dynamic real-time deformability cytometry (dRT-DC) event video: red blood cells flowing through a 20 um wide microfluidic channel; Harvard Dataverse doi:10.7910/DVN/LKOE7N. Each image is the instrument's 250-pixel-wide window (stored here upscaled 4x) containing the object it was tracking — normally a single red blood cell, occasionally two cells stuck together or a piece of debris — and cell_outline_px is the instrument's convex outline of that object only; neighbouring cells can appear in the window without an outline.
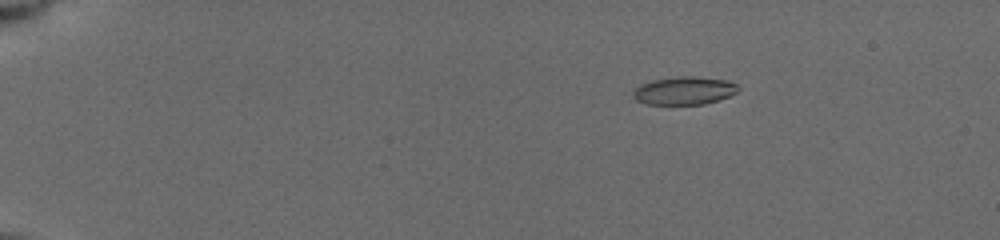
{"species": "common noctule bat (a hibernating species)", "species_latin": "Nyctalus noctula", "temperature_condition": "cold", "stored_images_in_passage": 44, "camera_frame_rate_fps": 3000, "um_per_image_px": 0.085, "animal": {"sex": "female", "body_mass_g": 19.5, "forearm_length_mm": 54.1}, "frame": {"image": 1, "passage_image": 8, "time_ms": 2.667, "image_size_px": [1000, 240], "cell_outline_px": [[740, 88], [736, 92], [728, 96], [704, 104], [644, 104], [636, 100], [632, 96], [632, 92], [640, 84], [652, 80], [680, 76], [692, 76], [728, 80], [736, 84]], "centroid_in_image_um": [58.12, 7.7], "position_along_channel_um": 26.9, "area_um2": 17.11}}
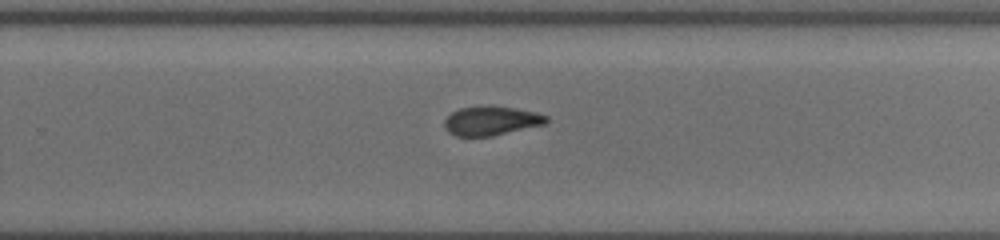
{"frame": {"image": 2, "passage_image": 29, "time_ms": 12.0, "image_size_px": [1000, 240], "cell_outline_px": [[548, 120], [544, 124], [492, 136], [456, 136], [448, 132], [444, 128], [444, 120], [452, 112], [460, 108], [512, 108], [536, 112], [548, 116]], "centroid_in_image_um": [41.73, 10.31], "position_along_channel_um": 288.1, "area_um2": 16.65}}
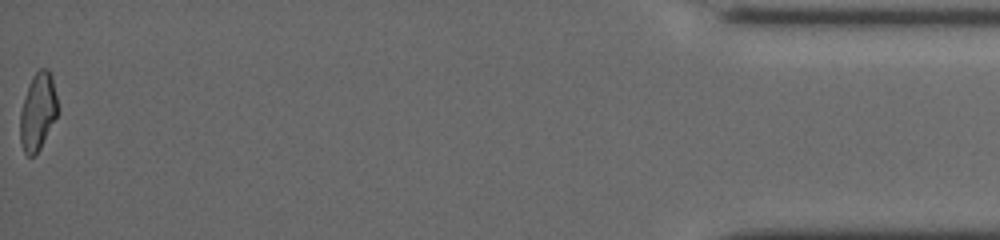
{"frame": {"image": 3, "passage_image": 44, "time_ms": 17.667, "image_size_px": [1000, 240], "cell_outline_px": [[56, 116], [36, 156], [28, 156], [24, 152], [20, 140], [20, 112], [32, 76], [40, 68], [48, 68], [52, 76], [56, 96]], "centroid_in_image_um": [3.2, 9.49], "position_along_channel_um": 432.0, "area_um2": 16.53}, "authors_computed_cell_mechanics": {"area_um2": 17.8602, "velocity_mm_per_s": 3.949, "shape_relaxation_time_tau1_ms": 5.9312, "shape_relaxation_time_tau2_ms": 4.3303, "deformation_change_tau1": 0.1738, "deformation_change_tau2": 0.0742}}